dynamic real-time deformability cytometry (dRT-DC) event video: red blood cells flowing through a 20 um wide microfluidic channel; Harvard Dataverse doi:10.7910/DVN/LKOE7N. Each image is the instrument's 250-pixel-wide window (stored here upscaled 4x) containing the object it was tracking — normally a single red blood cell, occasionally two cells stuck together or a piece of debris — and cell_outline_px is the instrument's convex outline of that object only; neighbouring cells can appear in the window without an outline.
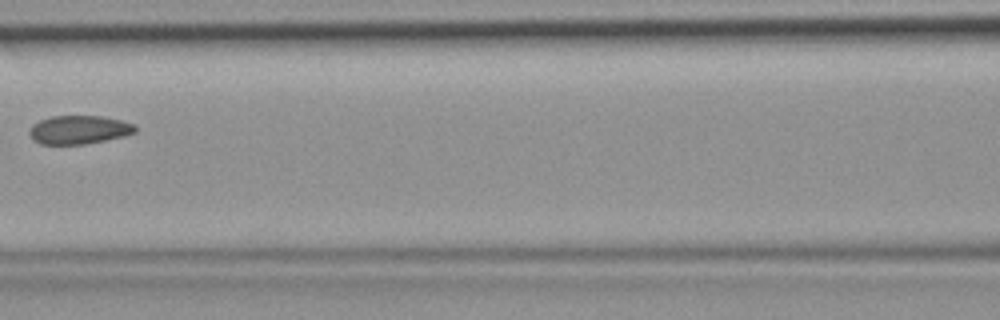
{"species": "common noctule bat (a hibernating species)", "species_latin": "Nyctalus noctula", "temperature_condition": "room temperature", "stored_images_in_passage": 3, "camera_frame_rate_fps": 3000, "um_per_image_px": 0.085, "animal": {"sex": "female", "body_mass_g": 19.9}, "frame": {"image": 1, "passage_image": 3, "time_ms": 0.667, "image_size_px": [1000, 320], "cell_outline_px": [[136, 132], [124, 136], [84, 144], [40, 144], [32, 140], [28, 132], [32, 124], [40, 120], [52, 116], [100, 116], [120, 120], [136, 124]], "centroid_in_image_um": [6.69, 11.03], "position_along_channel_um": 159.9, "area_um2": 17.63}}